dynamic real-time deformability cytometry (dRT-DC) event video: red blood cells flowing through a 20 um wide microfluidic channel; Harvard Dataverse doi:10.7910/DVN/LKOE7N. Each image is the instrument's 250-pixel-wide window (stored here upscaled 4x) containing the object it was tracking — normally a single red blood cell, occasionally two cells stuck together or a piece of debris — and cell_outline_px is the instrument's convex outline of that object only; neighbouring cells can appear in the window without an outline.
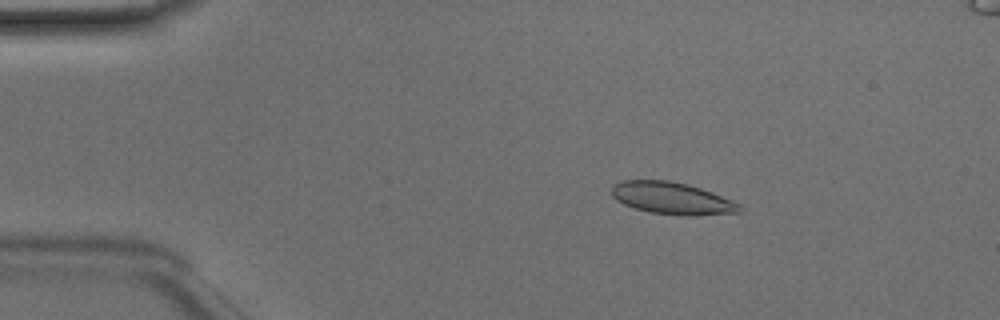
{"species": "Egyptian fruit bat (a non-hibernating species)", "species_latin": "Rousettus aegyptiacus", "temperature_condition": "room temperature", "stored_images_in_passage": 49, "camera_frame_rate_fps": 3000, "um_per_image_px": 0.085, "animal": {"sex": "male"}, "frame": {"image": 1, "passage_image": 8, "time_ms": 2.333, "image_size_px": [1000, 320], "cell_outline_px": [[744, 208], [740, 212], [692, 216], [684, 216], [648, 212], [624, 204], [616, 200], [612, 196], [612, 184], [620, 180], [668, 180], [688, 184], [712, 192], [732, 200], [740, 204]], "centroid_in_image_um": [57.12, 16.85], "position_along_channel_um": 27.9, "area_um2": 24.1}}
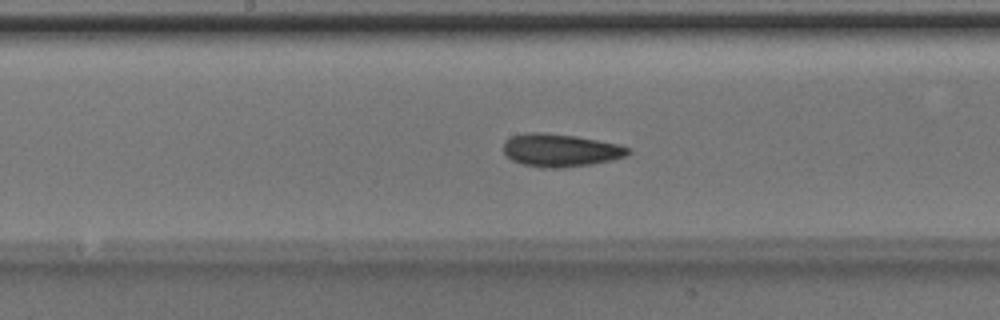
{"frame": {"image": 2, "passage_image": 25, "time_ms": 8.0, "image_size_px": [1000, 320], "cell_outline_px": [[632, 152], [624, 156], [612, 160], [592, 164], [564, 168], [544, 168], [524, 164], [512, 160], [504, 152], [504, 140], [512, 136], [524, 132], [544, 132], [576, 136], [620, 144], [632, 148]], "centroid_in_image_um": [47.66, 12.76], "position_along_channel_um": 200.5, "area_um2": 24.1}}
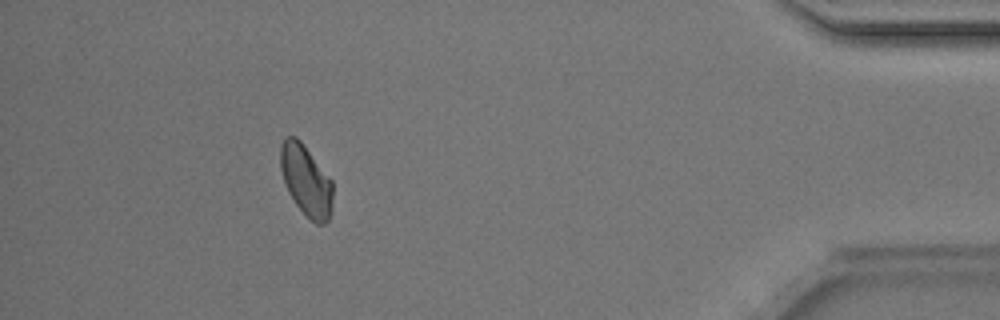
{"frame": {"image": 3, "passage_image": 44, "time_ms": 14.333, "image_size_px": [1000, 320], "cell_outline_px": [[332, 212], [328, 220], [324, 224], [316, 224], [296, 204], [288, 192], [280, 168], [280, 144], [288, 136], [296, 136], [300, 140], [332, 180]], "centroid_in_image_um": [26.02, 15.33], "position_along_channel_um": 409.2, "area_um2": 21.44}}